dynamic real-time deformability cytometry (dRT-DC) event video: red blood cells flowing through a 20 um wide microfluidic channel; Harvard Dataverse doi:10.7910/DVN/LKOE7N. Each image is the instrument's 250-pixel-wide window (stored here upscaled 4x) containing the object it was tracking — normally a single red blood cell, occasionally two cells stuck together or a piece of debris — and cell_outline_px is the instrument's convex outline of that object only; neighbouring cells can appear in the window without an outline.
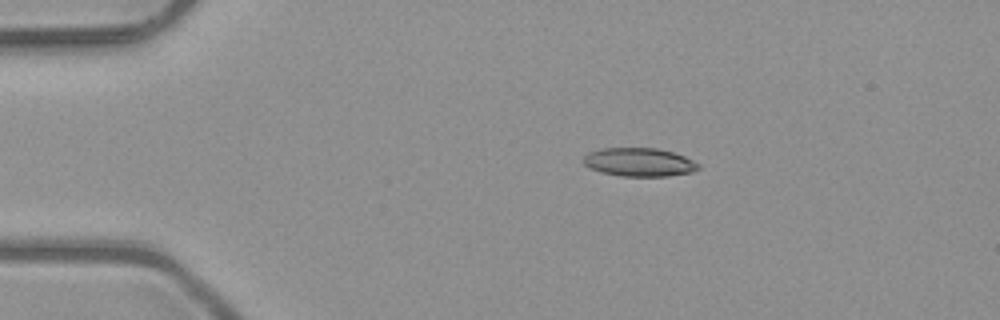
{"species": "common noctule bat (a hibernating species)", "species_latin": "Nyctalus noctula", "temperature_condition": "room temperature", "stored_images_in_passage": 5, "camera_frame_rate_fps": 3000, "um_per_image_px": 0.085, "animal": {"sex": "male", "body_mass_g": 23.1, "forearm_length_mm": 52.7}, "frame": {"image": 1, "passage_image": 5, "time_ms": 1.333, "image_size_px": [1000, 320], "cell_outline_px": [[700, 168], [692, 172], [668, 176], [620, 176], [600, 172], [588, 168], [580, 160], [588, 152], [600, 148], [656, 148], [672, 152], [684, 156], [700, 164]], "centroid_in_image_um": [54.28, 13.78], "position_along_channel_um": 30.7, "area_um2": 19.31}}